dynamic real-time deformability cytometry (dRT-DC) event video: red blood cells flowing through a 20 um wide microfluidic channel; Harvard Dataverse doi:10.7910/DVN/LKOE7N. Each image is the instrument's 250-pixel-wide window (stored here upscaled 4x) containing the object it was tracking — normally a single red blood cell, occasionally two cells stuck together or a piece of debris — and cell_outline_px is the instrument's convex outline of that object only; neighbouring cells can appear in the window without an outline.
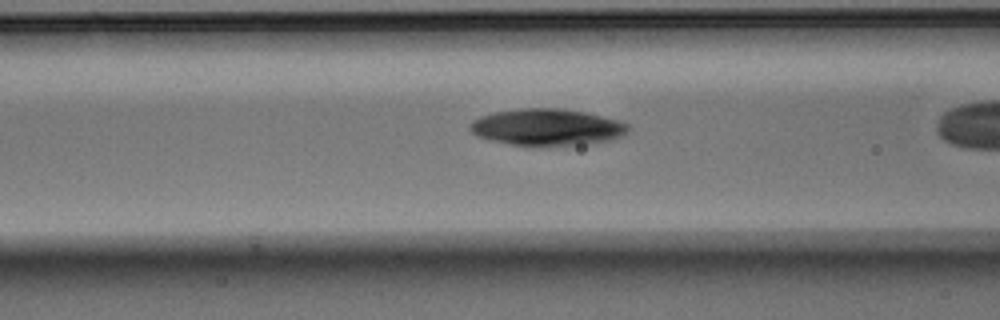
{"species": "Egyptian fruit bat (a non-hibernating species)", "species_latin": "Rousettus aegyptiacus", "temperature_condition": "warm", "stored_images_in_passage": 38, "camera_frame_rate_fps": 3000, "um_per_image_px": 0.085, "animal": {"sex": "male"}, "frame": {"image": 1, "passage_image": 17, "time_ms": 5.333, "image_size_px": [1000, 320], "cell_outline_px": [[628, 132], [624, 136], [608, 140], [584, 144], [544, 148], [508, 144], [488, 140], [476, 136], [468, 128], [468, 124], [472, 120], [480, 116], [492, 112], [520, 108], [564, 108], [584, 112], [620, 120], [628, 124]], "centroid_in_image_um": [46.45, 10.83], "position_along_channel_um": 120.1, "area_um2": 34.8}}
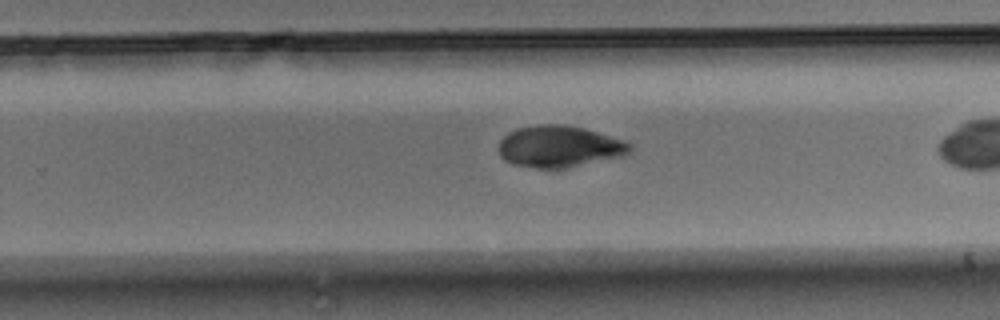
{"frame": {"image": 2, "passage_image": 30, "time_ms": 9.667, "image_size_px": [1000, 320], "cell_outline_px": [[632, 148], [624, 156], [568, 168], [536, 168], [512, 164], [504, 160], [500, 156], [500, 140], [508, 132], [516, 128], [536, 124], [564, 124], [584, 128], [624, 140], [632, 144]], "centroid_in_image_um": [47.55, 12.45], "position_along_channel_um": 282.3, "area_um2": 32.08}}
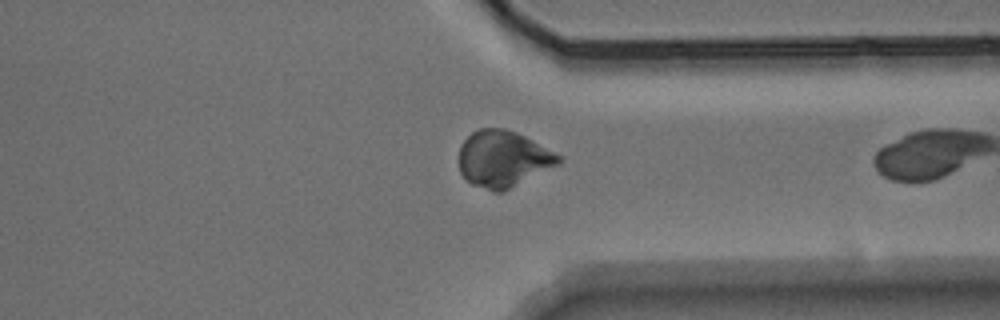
{"frame": {"image": 3, "passage_image": 37, "time_ms": 12.0, "image_size_px": [1000, 320], "cell_outline_px": [[564, 156], [560, 164], [504, 192], [492, 192], [472, 184], [460, 172], [460, 144], [472, 132], [480, 128], [504, 128], [516, 132]], "centroid_in_image_um": [42.8, 13.51], "position_along_channel_um": 368.6, "area_um2": 33.0}}